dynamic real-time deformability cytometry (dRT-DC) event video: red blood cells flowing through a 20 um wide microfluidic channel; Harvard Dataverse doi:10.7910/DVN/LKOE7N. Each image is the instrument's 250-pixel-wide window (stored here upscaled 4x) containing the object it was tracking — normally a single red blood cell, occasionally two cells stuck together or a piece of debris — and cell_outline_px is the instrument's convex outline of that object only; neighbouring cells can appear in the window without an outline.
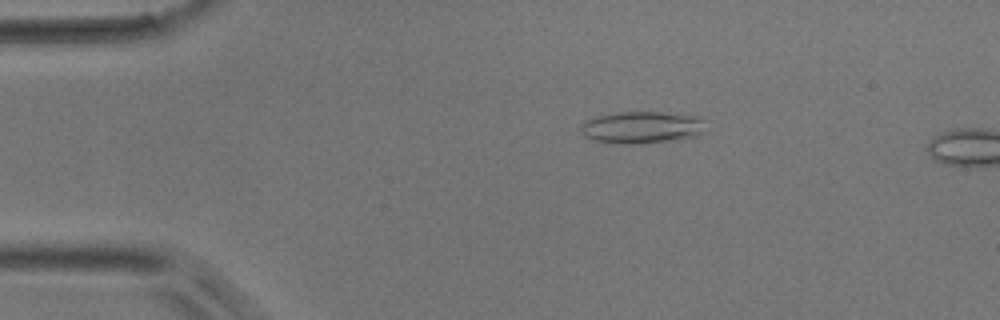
{"species": "common noctule bat (a hibernating species)", "species_latin": "Nyctalus noctula", "temperature_condition": "room temperature", "stored_images_in_passage": 15, "camera_frame_rate_fps": 3000, "um_per_image_px": 0.085, "animal": {"sex": "male", "body_mass_g": 17.9}, "frame": {"image": 1, "passage_image": 9, "time_ms": 2.667, "image_size_px": [1000, 320], "cell_outline_px": [[708, 120], [700, 132], [692, 136], [664, 140], [624, 144], [592, 140], [584, 136], [580, 132], [580, 124], [584, 120], [592, 116], [620, 112], [660, 112], [700, 116]], "centroid_in_image_um": [54.47, 10.79], "position_along_channel_um": 30.5, "area_um2": 23.12}}